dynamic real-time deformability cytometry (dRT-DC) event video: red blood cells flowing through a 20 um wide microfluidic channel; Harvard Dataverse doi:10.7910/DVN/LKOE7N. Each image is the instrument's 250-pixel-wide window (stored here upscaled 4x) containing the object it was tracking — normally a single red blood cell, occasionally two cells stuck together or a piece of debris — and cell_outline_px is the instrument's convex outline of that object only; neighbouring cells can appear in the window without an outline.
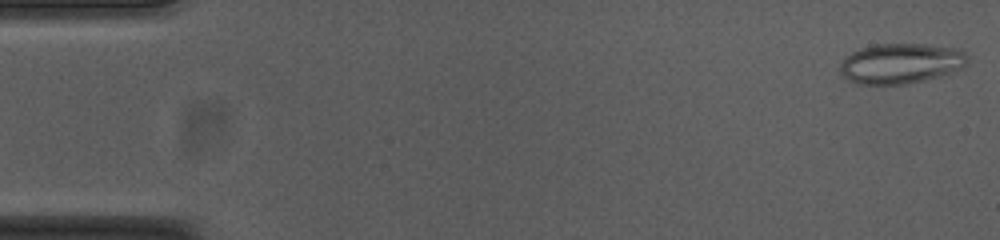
{"species": "common noctule bat (a hibernating species)", "species_latin": "Nyctalus noctula", "temperature_condition": "cold", "stored_images_in_passage": 53, "camera_frame_rate_fps": 3000, "um_per_image_px": 0.085, "animal": {"sex": "female", "body_mass_g": 23.0, "forearm_length_mm": 53.4}, "frame": {"image": 1, "passage_image": 1, "time_ms": 0.0, "image_size_px": [1000, 240], "cell_outline_px": [[968, 60], [960, 68], [924, 80], [904, 84], [856, 84], [848, 80], [840, 72], [840, 64], [844, 56], [860, 48], [876, 44], [928, 44], [960, 48], [968, 56]], "centroid_in_image_um": [76.53, 5.37], "position_along_channel_um": 8.5, "area_um2": 29.82}}
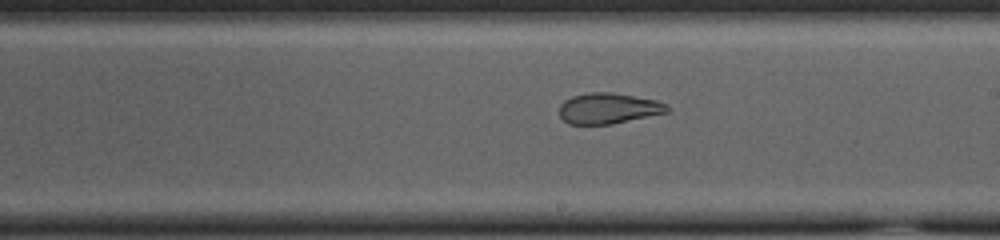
{"frame": {"image": 2, "passage_image": 30, "time_ms": 9.667, "image_size_px": [1000, 240], "cell_outline_px": [[668, 112], [612, 124], [568, 124], [560, 116], [560, 104], [564, 100], [572, 96], [588, 92], [612, 92], [656, 100], [668, 104]], "centroid_in_image_um": [51.7, 9.2], "position_along_channel_um": 237.3, "area_um2": 19.31}}
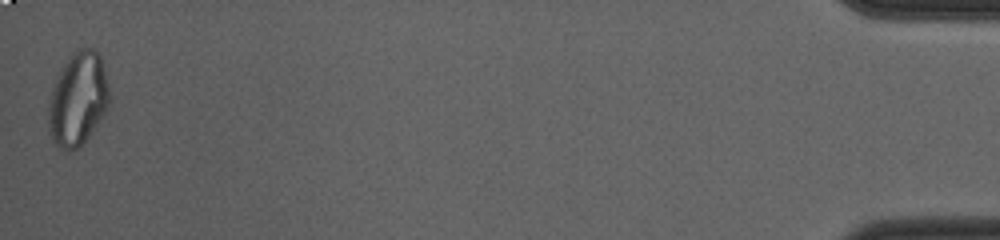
{"frame": {"image": 3, "passage_image": 53, "time_ms": 17.333, "image_size_px": [1000, 240], "cell_outline_px": [[108, 108], [88, 136], [76, 148], [68, 152], [64, 152], [52, 144], [48, 128], [48, 104], [52, 88], [56, 76], [68, 56], [80, 48], [96, 48], [104, 64], [108, 84]], "centroid_in_image_um": [6.59, 8.42], "position_along_channel_um": 428.6, "area_um2": 33.47}, "authors_computed_cell_mechanics": {"area_um2": 27.3394, "velocity_mm_per_s": 3.756, "shape_relaxation_time_tau1_ms": null, "shape_relaxation_time_tau2_ms": 1.7748, "deformation_change_tau1": null, "deformation_change_tau2": 0.0916}}